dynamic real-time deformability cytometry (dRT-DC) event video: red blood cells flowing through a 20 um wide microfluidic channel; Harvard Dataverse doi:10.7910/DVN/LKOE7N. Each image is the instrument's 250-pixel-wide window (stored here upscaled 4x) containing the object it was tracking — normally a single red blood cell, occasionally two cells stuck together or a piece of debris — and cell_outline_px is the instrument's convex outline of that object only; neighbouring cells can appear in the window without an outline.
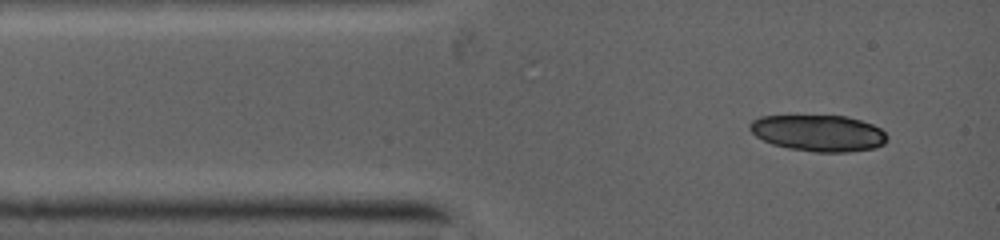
{"species": "common noctule bat (a hibernating species)", "species_latin": "Nyctalus noctula", "temperature_condition": "warm", "stored_images_in_passage": 2, "camera_frame_rate_fps": 5000, "um_per_image_px": 0.085, "animal": {"sex": "female", "body_mass_g": 19.0, "forearm_length_mm": 53.3}, "frame": {"image": 1, "passage_image": 1, "time_ms": 0.0, "image_size_px": [1000, 240], "cell_outline_px": [[888, 136], [884, 144], [872, 148], [844, 152], [816, 152], [788, 148], [772, 144], [756, 136], [752, 132], [752, 120], [760, 116], [844, 116], [860, 120], [872, 124], [880, 128]], "centroid_in_image_um": [69.59, 11.31], "position_along_channel_um": 15.4, "area_um2": 28.73}}